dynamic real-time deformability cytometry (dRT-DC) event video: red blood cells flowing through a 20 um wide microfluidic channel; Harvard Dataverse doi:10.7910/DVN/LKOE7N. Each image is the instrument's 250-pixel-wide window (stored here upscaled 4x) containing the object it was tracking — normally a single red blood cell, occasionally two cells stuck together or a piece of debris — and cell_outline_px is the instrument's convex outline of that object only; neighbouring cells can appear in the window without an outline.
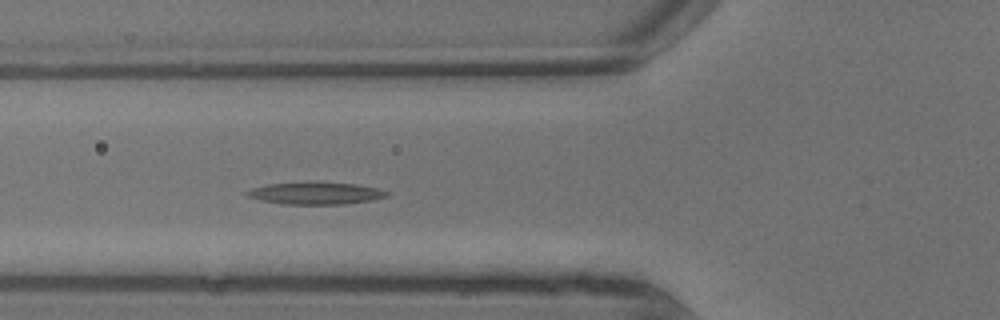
{"species": "common noctule bat (a hibernating species)", "species_latin": "Nyctalus noctula", "temperature_condition": "warm", "stored_images_in_passage": 4, "camera_frame_rate_fps": 3000, "um_per_image_px": 0.085, "animal": {"sex": "male", "body_mass_g": 13.3}, "frame": {"image": 1, "passage_image": 4, "time_ms": 1.0, "image_size_px": [1000, 320], "cell_outline_px": [[388, 196], [372, 200], [340, 204], [284, 204], [260, 200], [248, 196], [244, 192], [252, 188], [268, 184], [308, 180], [356, 184], [380, 188], [388, 192]], "centroid_in_image_um": [26.82, 16.39], "position_along_channel_um": 99.0, "area_um2": 18.5}}